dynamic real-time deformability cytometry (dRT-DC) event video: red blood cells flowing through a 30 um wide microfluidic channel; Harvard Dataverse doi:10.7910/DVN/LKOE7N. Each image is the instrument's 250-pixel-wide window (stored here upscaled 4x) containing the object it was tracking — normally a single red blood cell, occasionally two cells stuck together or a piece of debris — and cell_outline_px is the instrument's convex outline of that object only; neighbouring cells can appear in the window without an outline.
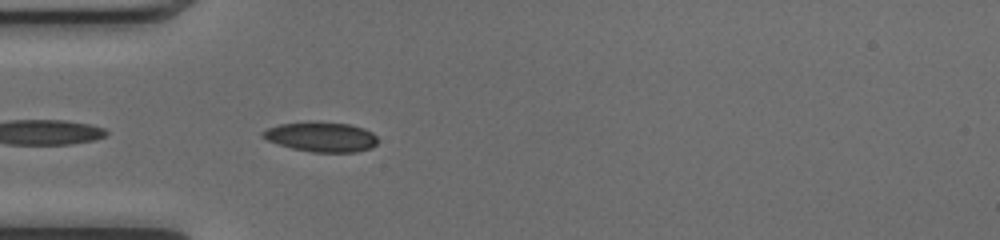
{"species": "common noctule bat (a hibernating species)", "species_latin": "Nyctalus noctula", "temperature_condition": "cold", "stored_images_in_passage": 9, "camera_frame_rate_fps": 3000, "um_per_image_px": 0.085, "animal": {"sex": "female", "body_mass_g": 17.0, "forearm_length_mm": 48.0}, "frame": {"image": 1, "passage_image": 2, "time_ms": 0.333, "image_size_px": [1000, 240], "cell_outline_px": [[376, 144], [372, 148], [356, 152], [312, 152], [292, 148], [268, 140], [260, 136], [260, 132], [268, 128], [280, 124], [316, 120], [348, 124], [364, 128], [372, 132], [376, 136]], "centroid_in_image_um": [27.3, 11.61], "position_along_channel_um": 57.7, "area_um2": 20.17}}